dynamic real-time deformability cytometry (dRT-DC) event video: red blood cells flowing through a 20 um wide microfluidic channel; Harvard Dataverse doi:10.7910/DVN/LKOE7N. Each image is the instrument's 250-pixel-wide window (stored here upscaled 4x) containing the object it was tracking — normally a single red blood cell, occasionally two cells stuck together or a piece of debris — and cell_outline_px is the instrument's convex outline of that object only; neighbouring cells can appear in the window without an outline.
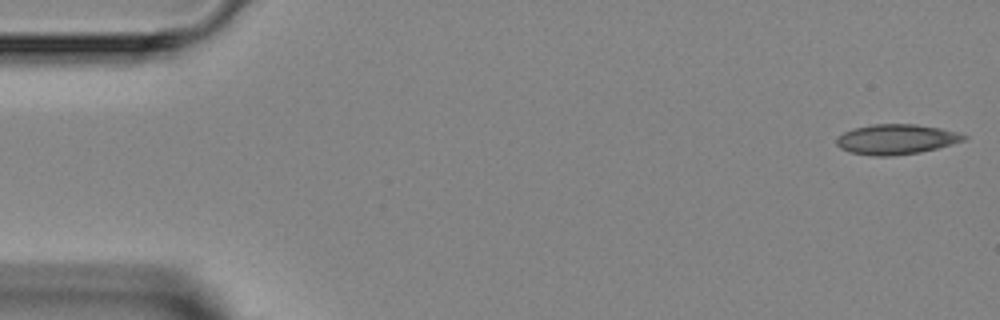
{"species": "Egyptian fruit bat (a non-hibernating species)", "species_latin": "Rousettus aegyptiacus", "temperature_condition": "room temperature", "stored_images_in_passage": 4, "camera_frame_rate_fps": 3000, "um_per_image_px": 0.085, "animal": {"sex": "female"}, "frame": {"image": 1, "passage_image": 1, "time_ms": 0.0, "image_size_px": [1000, 320], "cell_outline_px": [[968, 136], [964, 140], [952, 144], [920, 152], [892, 156], [872, 156], [848, 152], [840, 148], [836, 144], [836, 140], [844, 132], [856, 128], [872, 124], [916, 124], [940, 128], [956, 132]], "centroid_in_image_um": [76.16, 11.85], "position_along_channel_um": 8.8, "area_um2": 22.2}}